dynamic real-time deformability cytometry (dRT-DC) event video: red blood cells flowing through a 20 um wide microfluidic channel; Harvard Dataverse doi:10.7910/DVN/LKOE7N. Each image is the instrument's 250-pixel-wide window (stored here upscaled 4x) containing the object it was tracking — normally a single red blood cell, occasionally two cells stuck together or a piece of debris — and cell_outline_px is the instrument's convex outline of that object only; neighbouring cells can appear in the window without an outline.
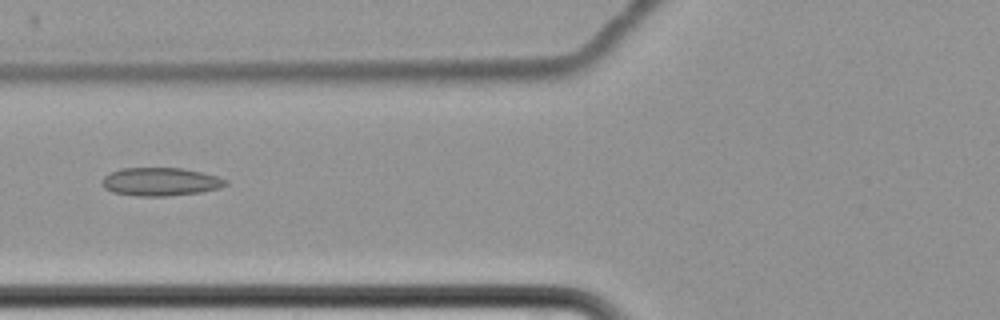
{"species": "common noctule bat (a hibernating species)", "species_latin": "Nyctalus noctula", "temperature_condition": "cold", "stored_images_in_passage": 12, "camera_frame_rate_fps": 3000, "um_per_image_px": 0.085, "animal": {"sex": "female", "body_mass_g": 22.7, "forearm_length_mm": 54.2}, "frame": {"image": 1, "passage_image": 9, "time_ms": 10.667, "image_size_px": [1000, 320], "cell_outline_px": [[228, 184], [220, 188], [200, 192], [168, 196], [136, 196], [112, 192], [104, 188], [100, 180], [104, 176], [120, 168], [180, 168], [200, 172], [216, 176], [228, 180]], "centroid_in_image_um": [13.61, 15.45], "position_along_channel_um": 112.2, "area_um2": 20.35}}
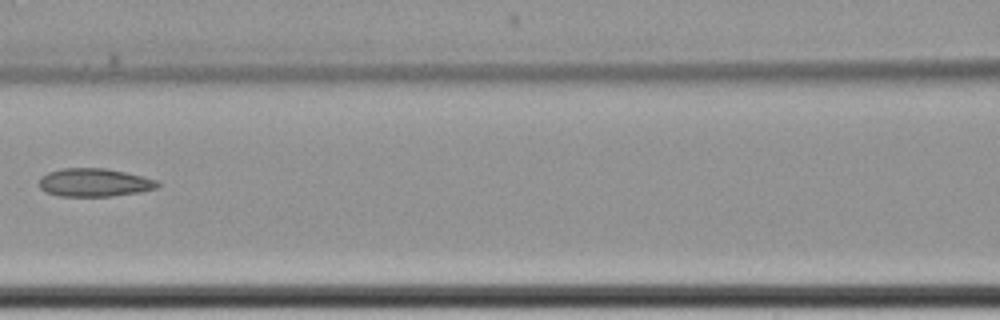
{"frame": {"image": 2, "passage_image": 10, "time_ms": 12.0, "image_size_px": [1000, 320], "cell_outline_px": [[160, 184], [156, 188], [140, 192], [112, 196], [60, 196], [44, 192], [40, 188], [40, 176], [48, 172], [64, 168], [104, 168], [144, 176], [156, 180]], "centroid_in_image_um": [8.0, 15.51], "position_along_channel_um": 158.6, "area_um2": 19.48}}
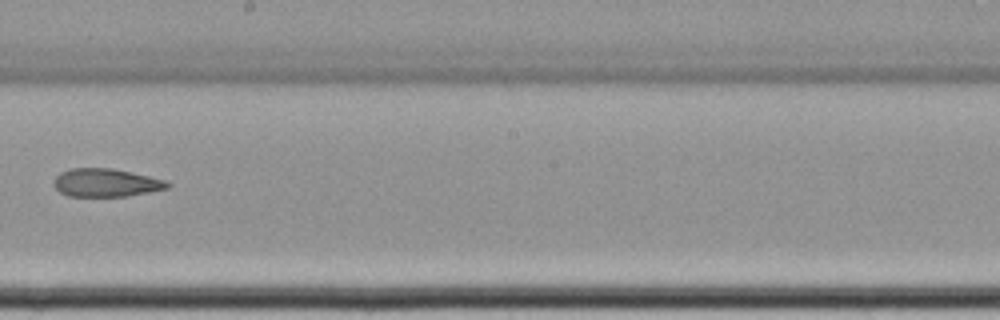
{"frame": {"image": 3, "passage_image": 12, "time_ms": 14.333, "image_size_px": [1000, 320], "cell_outline_px": [[172, 184], [168, 188], [128, 196], [68, 196], [60, 192], [52, 184], [52, 180], [60, 172], [72, 168], [112, 168], [148, 176], [164, 180]], "centroid_in_image_um": [8.96, 15.53], "position_along_channel_um": 239.2, "area_um2": 18.61}}